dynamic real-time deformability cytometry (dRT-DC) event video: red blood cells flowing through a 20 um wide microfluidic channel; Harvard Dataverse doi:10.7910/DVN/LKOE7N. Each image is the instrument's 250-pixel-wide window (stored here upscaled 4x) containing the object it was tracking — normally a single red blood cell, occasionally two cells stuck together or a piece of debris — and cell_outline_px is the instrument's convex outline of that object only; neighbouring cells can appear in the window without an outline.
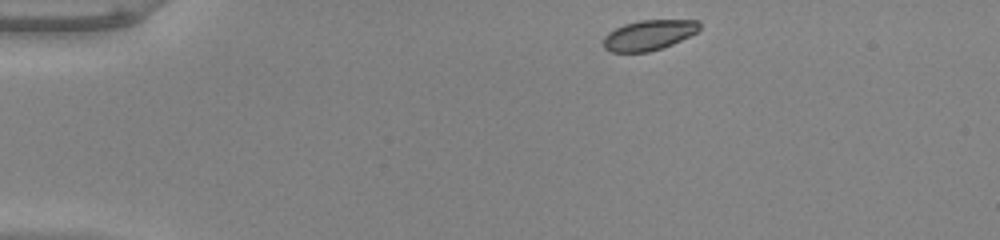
{"species": "common noctule bat (a hibernating species)", "species_latin": "Nyctalus noctula", "temperature_condition": "warm", "stored_images_in_passage": 44, "camera_frame_rate_fps": 3000, "um_per_image_px": 0.085, "animal": {"sex": "male", "body_mass_g": 20.0, "forearm_length_mm": 53.3}, "frame": {"image": 1, "passage_image": 1, "time_ms": 0.0, "image_size_px": [1000, 240], "cell_outline_px": [[700, 28], [696, 32], [672, 44], [648, 52], [612, 52], [604, 48], [604, 36], [608, 32], [624, 24], [640, 20], [700, 20]], "centroid_in_image_um": [55.14, 2.97], "position_along_channel_um": 29.9, "area_um2": 16.76}}
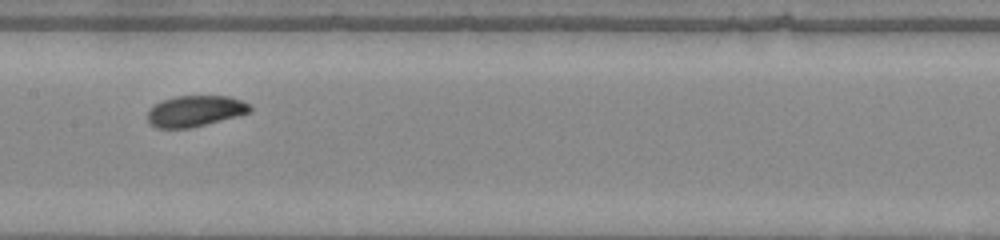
{"frame": {"image": 2, "passage_image": 19, "time_ms": 6.0, "image_size_px": [1000, 240], "cell_outline_px": [[252, 112], [188, 128], [156, 128], [148, 120], [148, 112], [160, 100], [176, 96], [228, 96], [240, 100], [248, 104], [252, 108]], "centroid_in_image_um": [16.58, 9.43], "position_along_channel_um": 190.8, "area_um2": 18.21}}
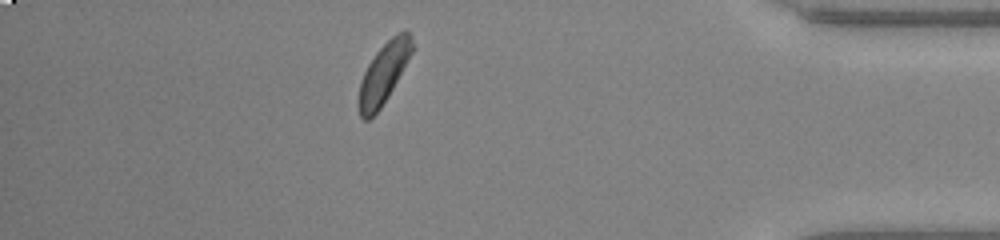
{"frame": {"image": 3, "passage_image": 38, "time_ms": 12.333, "image_size_px": [1000, 240], "cell_outline_px": [[416, 48], [388, 96], [380, 108], [368, 120], [364, 120], [360, 116], [356, 104], [356, 100], [360, 80], [368, 64], [376, 52], [392, 36], [404, 28], [412, 36]], "centroid_in_image_um": [32.62, 6.21], "position_along_channel_um": 402.6, "area_um2": 19.36}, "authors_computed_cell_mechanics": {"area_um2": 18.5538, "velocity_mm_per_s": 3.9083, "shape_relaxation_time_tau1_ms": 1.5068, "shape_relaxation_time_tau2_ms": null, "deformation_change_tau1": 0.0672, "deformation_change_tau2": null}}